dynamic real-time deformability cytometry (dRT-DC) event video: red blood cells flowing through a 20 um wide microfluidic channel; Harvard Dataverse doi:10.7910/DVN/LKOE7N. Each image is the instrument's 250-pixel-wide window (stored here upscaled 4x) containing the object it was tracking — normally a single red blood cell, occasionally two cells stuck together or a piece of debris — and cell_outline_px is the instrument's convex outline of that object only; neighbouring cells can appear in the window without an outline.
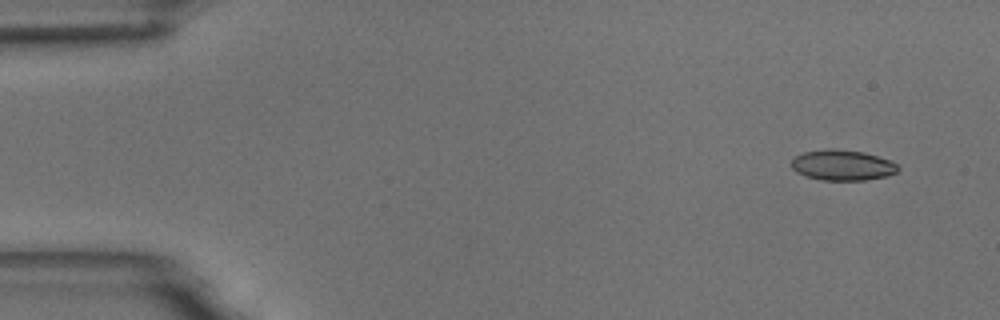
{"species": "common noctule bat (a hibernating species)", "species_latin": "Nyctalus noctula", "temperature_condition": "room temperature", "stored_images_in_passage": 52, "camera_frame_rate_fps": 3000, "um_per_image_px": 0.085, "animal": {"sex": "male", "body_mass_g": 18.8}, "frame": {"image": 1, "passage_image": 1, "time_ms": 0.0, "image_size_px": [1000, 320], "cell_outline_px": [[900, 168], [896, 172], [888, 176], [864, 180], [824, 180], [808, 176], [796, 172], [792, 168], [792, 160], [796, 156], [804, 152], [828, 148], [832, 148], [864, 152], [888, 160], [896, 164]], "centroid_in_image_um": [71.61, 14.03], "position_along_channel_um": 13.4, "area_um2": 18.79}}
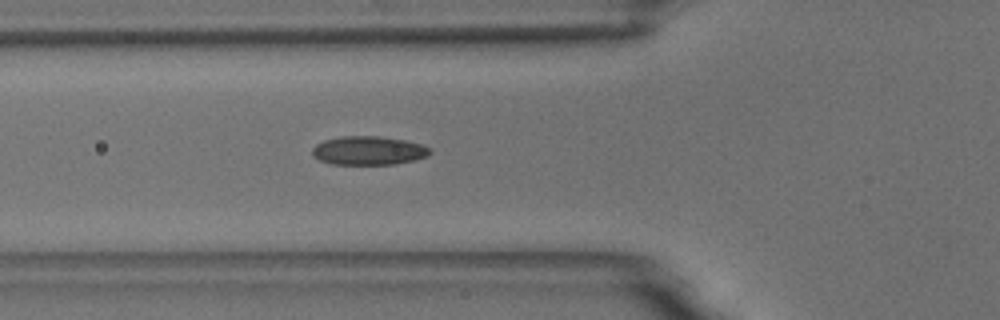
{"frame": {"image": 2, "passage_image": 17, "time_ms": 5.333, "image_size_px": [1000, 320], "cell_outline_px": [[432, 152], [428, 156], [396, 164], [332, 164], [320, 160], [312, 156], [312, 148], [316, 144], [324, 140], [340, 136], [380, 136], [404, 140], [424, 144], [432, 148]], "centroid_in_image_um": [31.35, 12.79], "position_along_channel_um": 94.5, "area_um2": 19.88}}
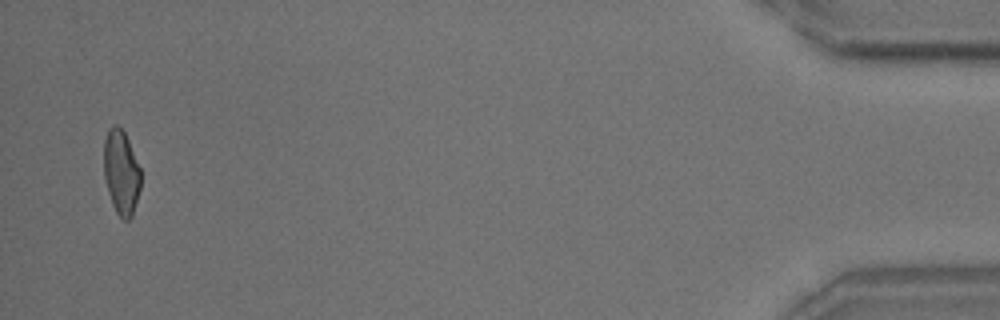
{"frame": {"image": 3, "passage_image": 51, "time_ms": 16.667, "image_size_px": [1000, 320], "cell_outline_px": [[140, 188], [132, 216], [128, 220], [124, 220], [116, 212], [112, 204], [108, 192], [104, 176], [104, 140], [108, 128], [112, 124], [116, 124], [124, 132], [128, 140], [140, 168]], "centroid_in_image_um": [10.29, 14.63], "position_along_channel_um": 424.9, "area_um2": 18.09}, "authors_computed_cell_mechanics": {"area_um2": 19.074, "velocity_mm_per_s": 3.6633, "shape_relaxation_time_tau1_ms": 5.991, "shape_relaxation_time_tau2_ms": 1.946, "deformation_change_tau1": 0.1323, "deformation_change_tau2": 0.0782}}